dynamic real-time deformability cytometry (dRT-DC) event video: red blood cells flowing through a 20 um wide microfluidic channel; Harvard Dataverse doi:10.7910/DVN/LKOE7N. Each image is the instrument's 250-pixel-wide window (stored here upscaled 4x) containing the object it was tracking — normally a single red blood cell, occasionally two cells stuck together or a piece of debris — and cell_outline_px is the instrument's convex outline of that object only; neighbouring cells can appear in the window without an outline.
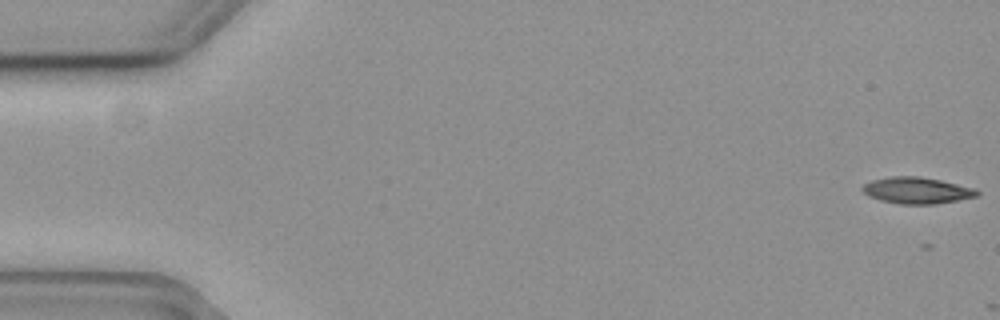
{"species": "common noctule bat (a hibernating species)", "species_latin": "Nyctalus noctula", "temperature_condition": "cold", "stored_images_in_passage": 5, "camera_frame_rate_fps": 3000, "um_per_image_px": 0.085, "animal": {"sex": "female", "body_mass_g": 19.3, "forearm_length_mm": 54.1}, "frame": {"image": 1, "passage_image": 2, "time_ms": 0.333, "image_size_px": [1000, 320], "cell_outline_px": [[980, 192], [976, 196], [936, 204], [900, 204], [880, 200], [868, 196], [860, 188], [864, 184], [872, 180], [892, 176], [920, 176], [940, 180], [976, 188]], "centroid_in_image_um": [77.92, 16.18], "position_along_channel_um": 7.1, "area_um2": 17.63}}